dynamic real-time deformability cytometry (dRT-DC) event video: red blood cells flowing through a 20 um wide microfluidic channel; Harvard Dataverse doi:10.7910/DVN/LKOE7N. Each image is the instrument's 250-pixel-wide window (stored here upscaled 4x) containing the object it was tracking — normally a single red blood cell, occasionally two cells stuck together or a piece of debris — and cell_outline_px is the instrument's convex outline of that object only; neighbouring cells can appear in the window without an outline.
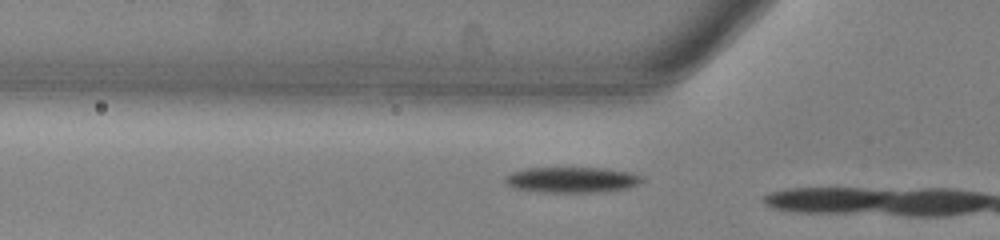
{"species": "common noctule bat (a hibernating species)", "species_latin": "Nyctalus noctula", "temperature_condition": "warm", "stored_images_in_passage": 13, "camera_frame_rate_fps": 3000, "um_per_image_px": 0.085, "animal": {"sex": "male", "body_mass_g": 13.0, "forearm_length_mm": 53.1}, "frame": {"image": 1, "passage_image": 11, "time_ms": 3.333, "image_size_px": [1000, 240], "cell_outline_px": [[644, 180], [640, 184], [628, 188], [596, 192], [536, 192], [512, 188], [504, 180], [504, 176], [512, 172], [528, 168], [600, 168], [632, 172], [640, 176]], "centroid_in_image_um": [48.59, 15.29], "position_along_channel_um": 77.2, "area_um2": 20.52}}